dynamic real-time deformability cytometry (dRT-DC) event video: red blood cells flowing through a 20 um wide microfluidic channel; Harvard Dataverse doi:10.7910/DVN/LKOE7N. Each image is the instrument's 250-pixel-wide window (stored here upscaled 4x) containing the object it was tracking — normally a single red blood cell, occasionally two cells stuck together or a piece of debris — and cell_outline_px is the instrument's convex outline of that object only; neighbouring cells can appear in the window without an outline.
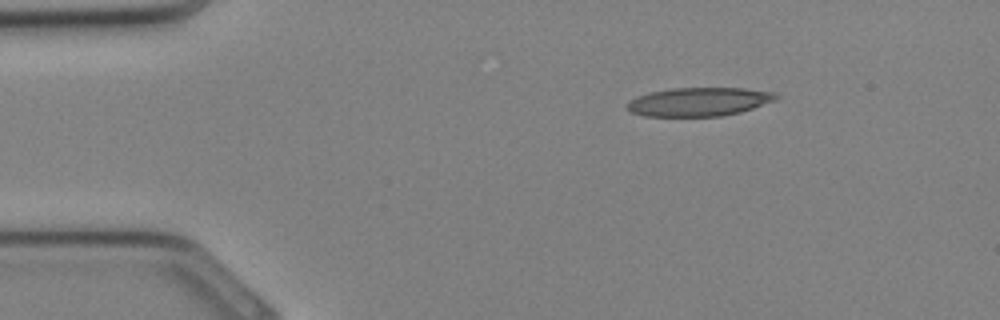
{"species": "Egyptian fruit bat (a non-hibernating species)", "species_latin": "Rousettus aegyptiacus", "temperature_condition": "cold", "stored_images_in_passage": 29, "camera_frame_rate_fps": 3000, "um_per_image_px": 0.085, "animal": {"sex": "female"}, "frame": {"image": 1, "passage_image": 1, "time_ms": 0.0, "image_size_px": [1000, 320], "cell_outline_px": [[780, 96], [776, 100], [740, 112], [720, 116], [644, 116], [632, 112], [624, 104], [628, 100], [636, 96], [652, 92], [672, 88], [744, 88], [776, 92]], "centroid_in_image_um": [59.41, 8.64], "position_along_channel_um": 25.6, "area_um2": 24.91}}
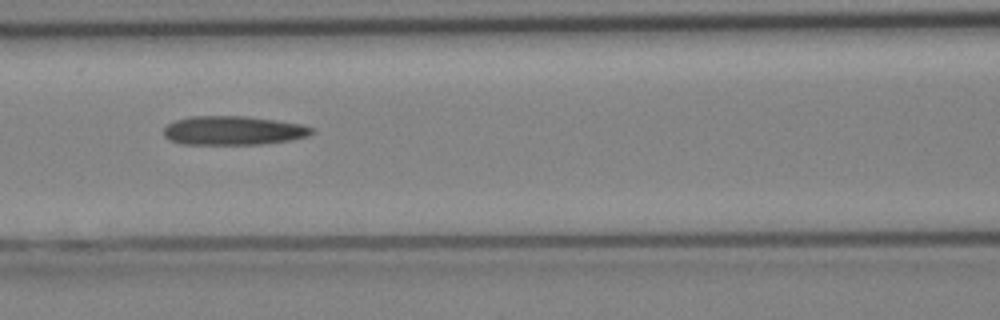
{"frame": {"image": 2, "passage_image": 10, "time_ms": 3.0, "image_size_px": [1000, 320], "cell_outline_px": [[316, 132], [308, 136], [288, 140], [260, 144], [180, 144], [168, 140], [164, 136], [164, 128], [168, 124], [176, 120], [192, 116], [244, 116], [276, 120], [300, 124], [312, 128]], "centroid_in_image_um": [19.8, 11.1], "position_along_channel_um": 146.8, "area_um2": 24.91}}
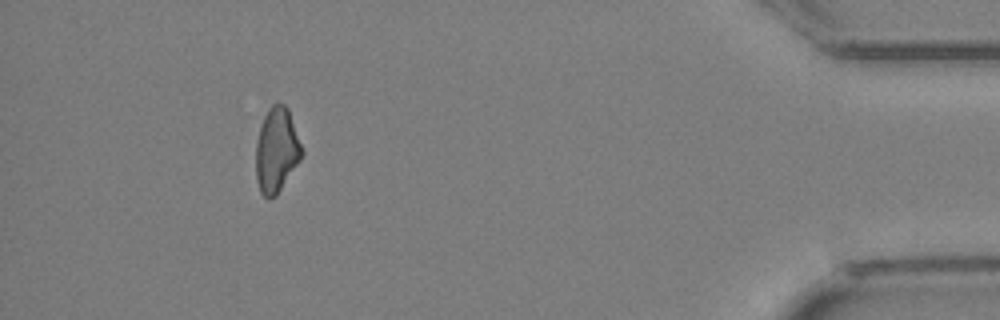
{"frame": {"image": 3, "passage_image": 26, "time_ms": 8.333, "image_size_px": [1000, 320], "cell_outline_px": [[304, 152], [300, 160], [276, 196], [268, 200], [260, 192], [256, 180], [256, 140], [260, 124], [268, 108], [276, 100], [284, 104], [288, 108]], "centroid_in_image_um": [23.49, 12.74], "position_along_channel_um": 411.7, "area_um2": 23.0}}